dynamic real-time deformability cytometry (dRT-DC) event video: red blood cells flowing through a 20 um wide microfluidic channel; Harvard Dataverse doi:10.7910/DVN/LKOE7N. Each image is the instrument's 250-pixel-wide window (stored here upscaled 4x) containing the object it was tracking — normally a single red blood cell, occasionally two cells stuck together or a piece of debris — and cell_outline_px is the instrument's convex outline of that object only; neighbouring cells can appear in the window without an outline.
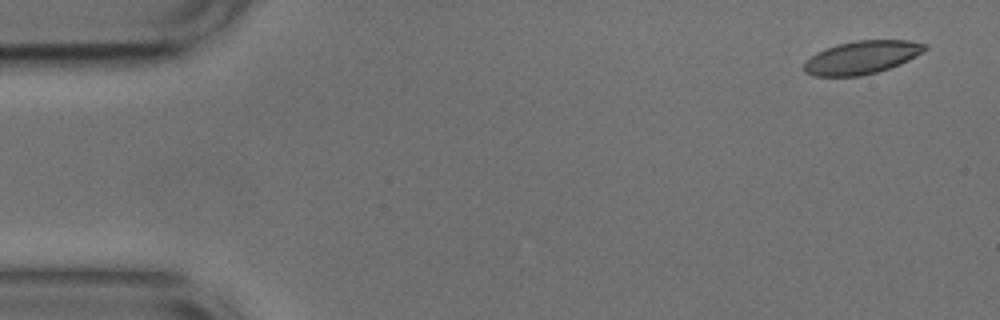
{"species": "common noctule bat (a hibernating species)", "species_latin": "Nyctalus noctula", "temperature_condition": "cold", "stored_images_in_passage": 52, "camera_frame_rate_fps": 3000, "um_per_image_px": 0.085, "animal": {"sex": "male", "body_mass_g": 17.9, "forearm_length_mm": 54.2}, "frame": {"image": 1, "passage_image": 1, "time_ms": 0.0, "image_size_px": [1000, 320], "cell_outline_px": [[928, 48], [924, 52], [900, 64], [876, 72], [860, 76], [812, 76], [804, 72], [804, 60], [816, 52], [836, 44], [856, 40], [908, 40], [928, 44]], "centroid_in_image_um": [73.24, 4.87], "position_along_channel_um": 11.8, "area_um2": 23.52}}
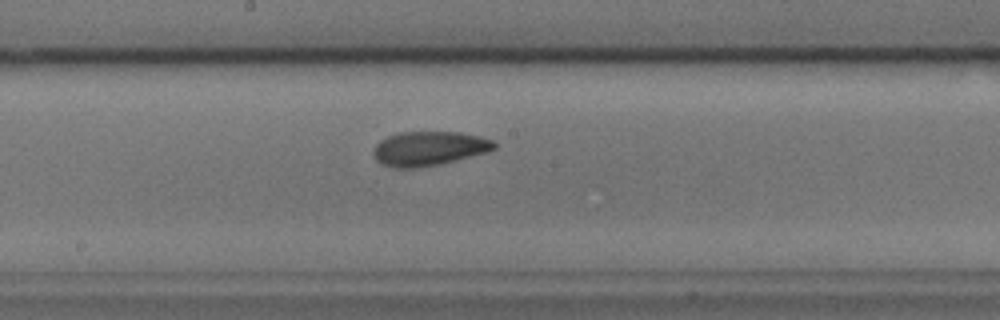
{"frame": {"image": 2, "passage_image": 26, "time_ms": 8.333, "image_size_px": [1000, 320], "cell_outline_px": [[496, 148], [488, 152], [440, 164], [412, 168], [392, 168], [380, 164], [376, 160], [372, 152], [376, 144], [380, 140], [388, 136], [400, 132], [460, 132], [480, 136], [492, 140], [496, 144]], "centroid_in_image_um": [36.44, 12.62], "position_along_channel_um": 211.8, "area_um2": 24.28}}
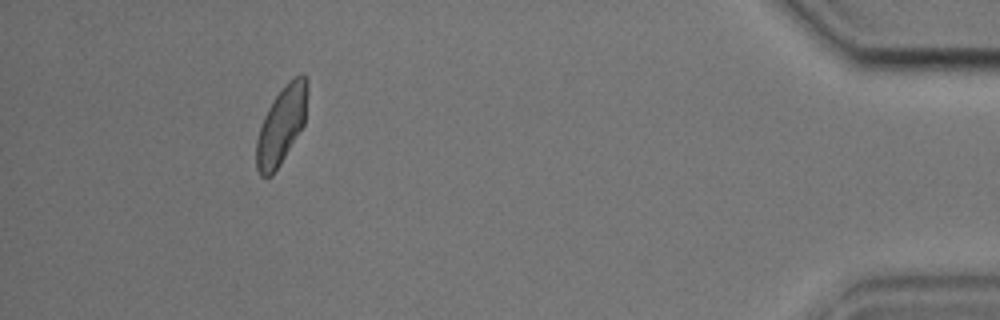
{"frame": {"image": 3, "passage_image": 47, "time_ms": 15.333, "image_size_px": [1000, 320], "cell_outline_px": [[308, 92], [304, 124], [280, 164], [272, 176], [260, 176], [256, 168], [256, 140], [264, 116], [268, 108], [280, 88], [284, 84], [300, 72], [304, 72], [308, 80]], "centroid_in_image_um": [23.93, 10.58], "position_along_channel_um": 411.3, "area_um2": 23.24}, "authors_computed_cell_mechanics": {"area_um2": 23.5535, "velocity_mm_per_s": 3.7355, "shape_relaxation_time_tau1_ms": 5.6457, "shape_relaxation_time_tau2_ms": 1.8995, "deformation_change_tau1": 0.1387, "deformation_change_tau2": 0.0701}}